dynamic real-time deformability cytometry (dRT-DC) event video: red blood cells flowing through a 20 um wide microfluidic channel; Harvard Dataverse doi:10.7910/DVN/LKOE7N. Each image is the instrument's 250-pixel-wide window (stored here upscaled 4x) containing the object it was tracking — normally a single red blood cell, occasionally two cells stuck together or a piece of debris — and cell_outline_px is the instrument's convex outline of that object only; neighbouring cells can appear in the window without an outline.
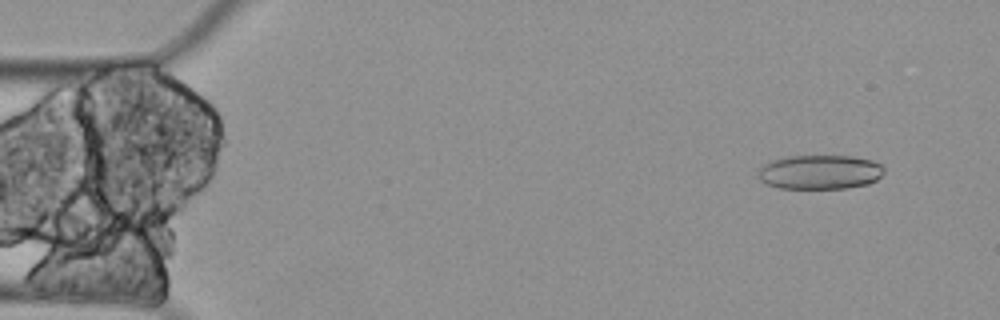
{"species": "Egyptian fruit bat (a non-hibernating species)", "species_latin": "Rousettus aegyptiacus", "temperature_condition": "cold", "stored_images_in_passage": 4, "camera_frame_rate_fps": 3000, "um_per_image_px": 0.085, "animal": {"sex": "female"}, "frame": {"image": 1, "passage_image": 2, "time_ms": 0.333, "image_size_px": [1000, 320], "cell_outline_px": [[884, 172], [876, 180], [868, 184], [848, 188], [780, 188], [768, 184], [760, 180], [760, 168], [768, 160], [784, 156], [852, 156], [872, 160], [880, 164], [884, 168]], "centroid_in_image_um": [69.7, 14.61], "position_along_channel_um": 15.3, "area_um2": 25.2}}
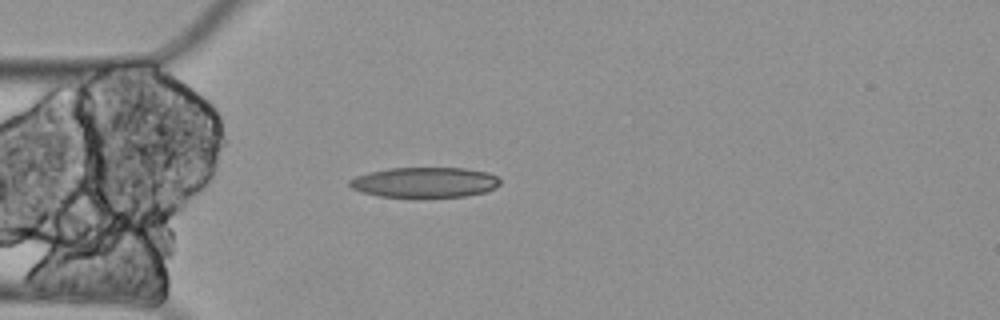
{"frame": {"image": 2, "passage_image": 4, "time_ms": 1.0, "image_size_px": [1000, 320], "cell_outline_px": [[500, 184], [496, 188], [488, 192], [464, 196], [380, 196], [360, 192], [352, 188], [348, 184], [348, 180], [356, 176], [368, 172], [388, 168], [464, 168], [488, 172], [496, 176], [500, 180]], "centroid_in_image_um": [36.11, 15.48], "position_along_channel_um": 48.9, "area_um2": 26.47}}